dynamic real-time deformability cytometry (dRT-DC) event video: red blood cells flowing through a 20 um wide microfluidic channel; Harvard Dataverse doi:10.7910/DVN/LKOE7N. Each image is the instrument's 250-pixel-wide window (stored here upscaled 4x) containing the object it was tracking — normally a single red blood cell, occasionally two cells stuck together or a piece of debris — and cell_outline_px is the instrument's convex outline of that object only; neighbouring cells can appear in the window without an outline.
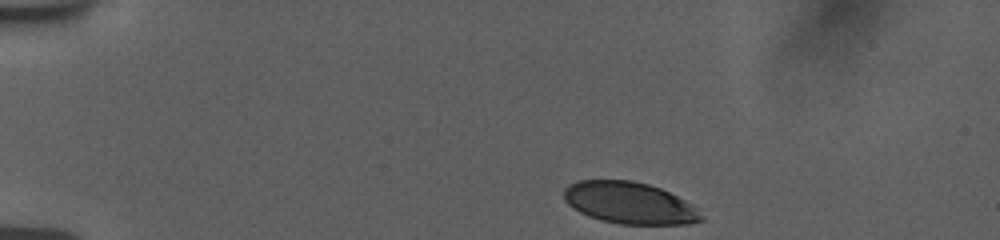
{"species": "human", "species_latin": "Homo sapiens", "temperature_condition": "room temperature", "stored_images_in_passage": 49, "camera_frame_rate_fps": 3000, "um_per_image_px": 0.085, "donor": {"sex": "female"}, "frame": {"image": 1, "passage_image": 1, "time_ms": 0.0, "image_size_px": [1000, 240], "cell_outline_px": [[704, 220], [688, 224], [620, 224], [600, 220], [588, 216], [572, 208], [564, 200], [564, 188], [568, 184], [580, 180], [632, 180], [648, 184], [660, 188], [692, 204], [704, 216]], "centroid_in_image_um": [53.49, 17.25], "position_along_channel_um": 31.5, "area_um2": 33.52}}
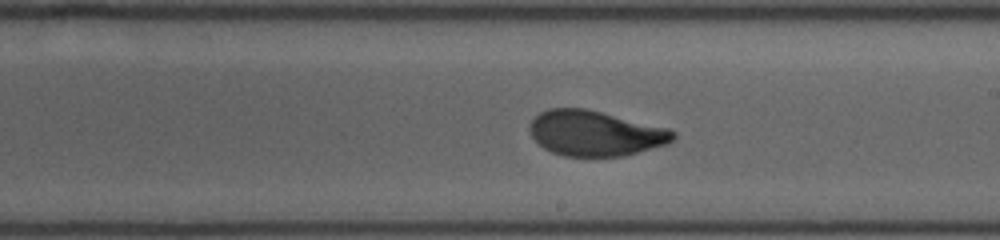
{"frame": {"image": 2, "passage_image": 27, "time_ms": 7.667, "image_size_px": [1000, 240], "cell_outline_px": [[676, 136], [668, 144], [624, 156], [564, 156], [552, 152], [544, 148], [532, 136], [528, 128], [528, 124], [540, 112], [548, 108], [584, 108], [668, 128], [676, 132]], "centroid_in_image_um": [50.58, 11.33], "position_along_channel_um": 238.4, "area_um2": 37.74}}
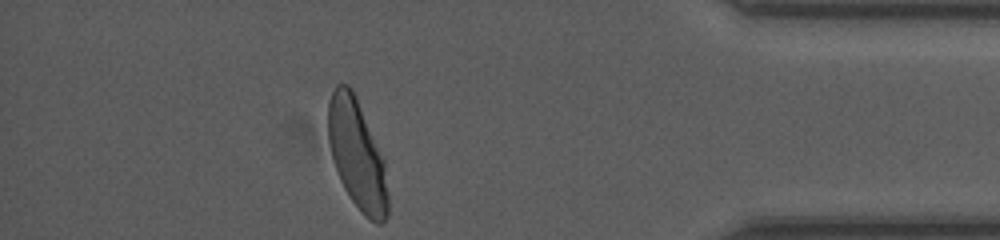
{"frame": {"image": 3, "passage_image": 48, "time_ms": 13.0, "image_size_px": [1000, 240], "cell_outline_px": [[388, 216], [380, 224], [376, 224], [368, 220], [360, 212], [344, 188], [340, 180], [332, 156], [328, 140], [328, 100], [336, 84], [348, 84], [352, 88], [356, 96], [384, 160], [388, 196]], "centroid_in_image_um": [30.35, 13.15], "position_along_channel_um": 404.9, "area_um2": 38.15}, "authors_computed_cell_mechanics": {"area_um2": 38.148, "velocity_mm_per_s": 3.7432, "shape_relaxation_time_tau1_ms": 3.963, "shape_relaxation_time_tau2_ms": null, "deformation_change_tau1": 0.175, "deformation_change_tau2": null}}